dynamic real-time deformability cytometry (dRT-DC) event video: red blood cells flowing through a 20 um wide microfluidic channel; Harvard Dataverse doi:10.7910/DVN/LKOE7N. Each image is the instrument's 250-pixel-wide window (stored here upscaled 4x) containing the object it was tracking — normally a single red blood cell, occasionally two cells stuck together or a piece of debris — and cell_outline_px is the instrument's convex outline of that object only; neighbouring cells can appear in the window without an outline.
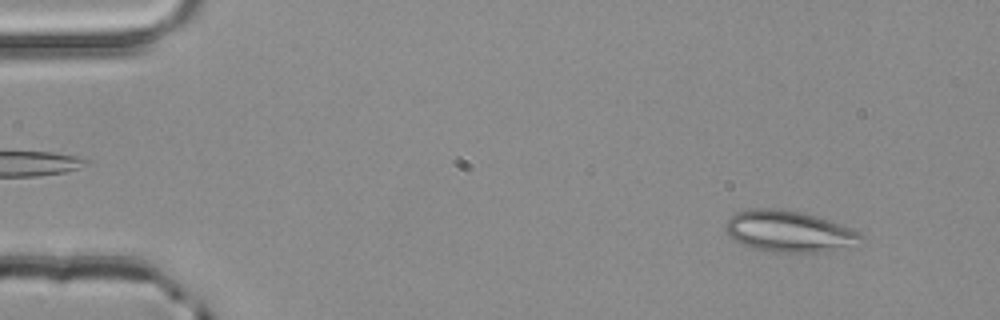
{"species": "common noctule bat (a hibernating species)", "species_latin": "Nyctalus noctula", "temperature_condition": "room temperature", "stored_images_in_passage": 3, "camera_frame_rate_fps": 3000, "um_per_image_px": 0.085, "animal": {"sex": "male", "body_mass_g": 20.4}, "frame": {"image": 1, "passage_image": 1, "time_ms": 0.0, "image_size_px": [1000, 320], "cell_outline_px": [[864, 236], [836, 248], [824, 252], [760, 252], [736, 240], [724, 228], [724, 224], [736, 212], [748, 208], [780, 208], [804, 212], [852, 228], [860, 232]], "centroid_in_image_um": [66.96, 19.64], "position_along_channel_um": 18.0, "area_um2": 32.14}}